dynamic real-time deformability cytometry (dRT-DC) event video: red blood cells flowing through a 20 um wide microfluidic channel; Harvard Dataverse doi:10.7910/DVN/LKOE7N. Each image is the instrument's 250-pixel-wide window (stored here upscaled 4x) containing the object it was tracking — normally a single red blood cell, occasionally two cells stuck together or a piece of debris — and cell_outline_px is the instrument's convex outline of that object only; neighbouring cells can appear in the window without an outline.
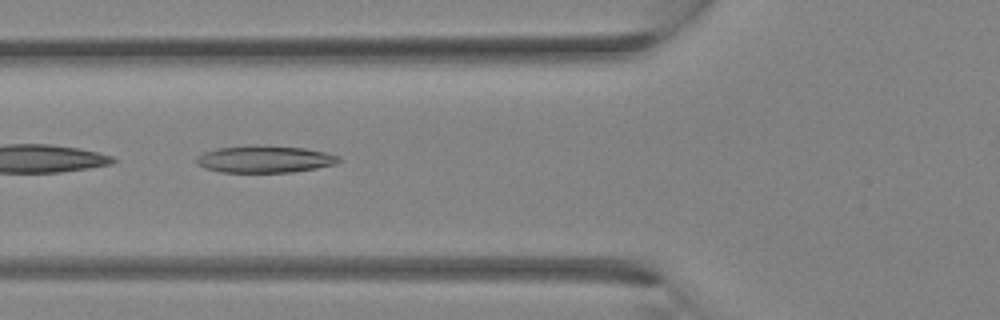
{"species": "Egyptian fruit bat (a non-hibernating species)", "species_latin": "Rousettus aegyptiacus", "temperature_condition": "room temperature", "stored_images_in_passage": 4, "camera_frame_rate_fps": 3000, "um_per_image_px": 0.085, "animal": {"sex": "female"}, "frame": {"image": 1, "passage_image": 4, "time_ms": 1.0, "image_size_px": [1000, 320], "cell_outline_px": [[344, 160], [336, 164], [316, 168], [292, 172], [220, 172], [204, 168], [196, 164], [196, 156], [204, 152], [216, 148], [304, 148], [324, 152], [340, 156]], "centroid_in_image_um": [22.52, 13.58], "position_along_channel_um": 103.3, "area_um2": 21.5}}